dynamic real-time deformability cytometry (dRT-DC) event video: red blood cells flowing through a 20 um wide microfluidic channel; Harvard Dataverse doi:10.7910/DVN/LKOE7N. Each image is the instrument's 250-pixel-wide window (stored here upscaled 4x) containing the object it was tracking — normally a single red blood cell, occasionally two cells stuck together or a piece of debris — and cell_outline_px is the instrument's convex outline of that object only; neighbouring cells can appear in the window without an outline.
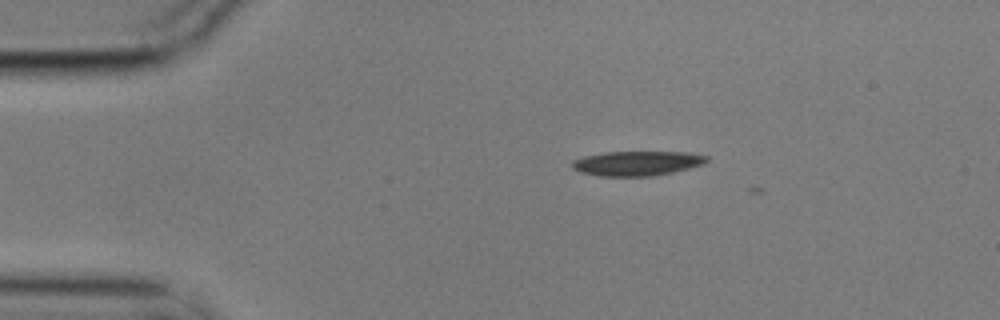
{"species": "common noctule bat (a hibernating species)", "species_latin": "Nyctalus noctula", "temperature_condition": "cold", "stored_images_in_passage": 3, "camera_frame_rate_fps": 3000, "um_per_image_px": 0.085, "animal": {"sex": "male", "body_mass_g": 17.9}, "frame": {"image": 1, "passage_image": 1, "time_ms": 0.0, "image_size_px": [1000, 320], "cell_outline_px": [[708, 160], [704, 164], [672, 172], [652, 176], [600, 176], [580, 172], [572, 168], [572, 160], [584, 156], [604, 152], [688, 152], [708, 156]], "centroid_in_image_um": [54.13, 13.88], "position_along_channel_um": 30.9, "area_um2": 19.31}}